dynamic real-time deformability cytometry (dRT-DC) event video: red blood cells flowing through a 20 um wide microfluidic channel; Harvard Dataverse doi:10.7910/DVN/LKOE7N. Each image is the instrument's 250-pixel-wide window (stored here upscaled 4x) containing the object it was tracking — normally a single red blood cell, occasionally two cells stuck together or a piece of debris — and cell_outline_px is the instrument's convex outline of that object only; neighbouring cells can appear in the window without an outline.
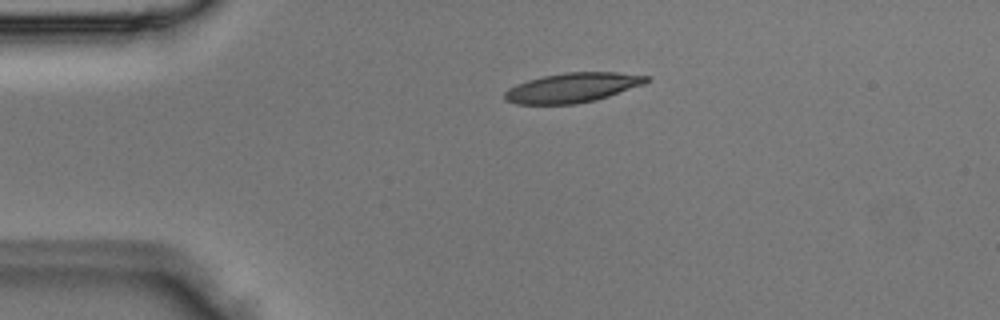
{"species": "Egyptian fruit bat (a non-hibernating species)", "species_latin": "Rousettus aegyptiacus", "temperature_condition": "room temperature", "stored_images_in_passage": 3, "camera_frame_rate_fps": 3000, "um_per_image_px": 0.085, "animal": {"sex": "male"}, "frame": {"image": 1, "passage_image": 1, "time_ms": 0.0, "image_size_px": [1000, 320], "cell_outline_px": [[648, 80], [644, 84], [596, 100], [576, 104], [516, 104], [504, 100], [504, 92], [508, 88], [516, 84], [528, 80], [544, 76], [564, 72], [616, 72], [648, 76]], "centroid_in_image_um": [48.61, 7.45], "position_along_channel_um": 36.4, "area_um2": 24.39}}
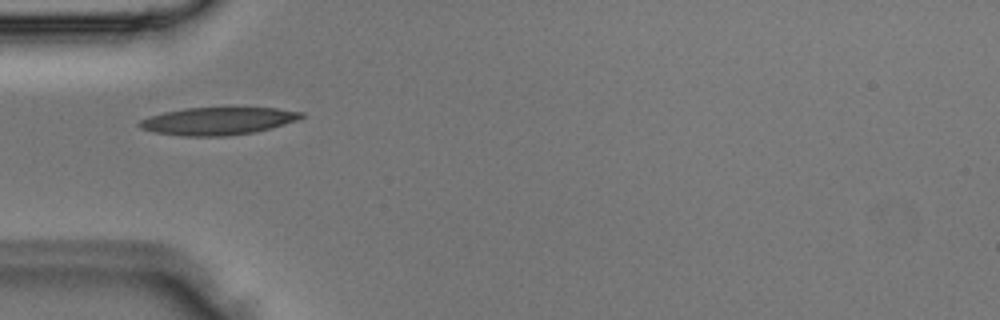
{"frame": {"image": 2, "passage_image": 2, "time_ms": 0.333, "image_size_px": [1000, 320], "cell_outline_px": [[304, 116], [296, 120], [272, 128], [256, 132], [228, 136], [180, 136], [152, 132], [140, 128], [136, 124], [140, 120], [148, 116], [164, 112], [184, 108], [276, 108], [304, 112]], "centroid_in_image_um": [18.48, 10.3], "position_along_channel_um": 66.5, "area_um2": 26.18}}
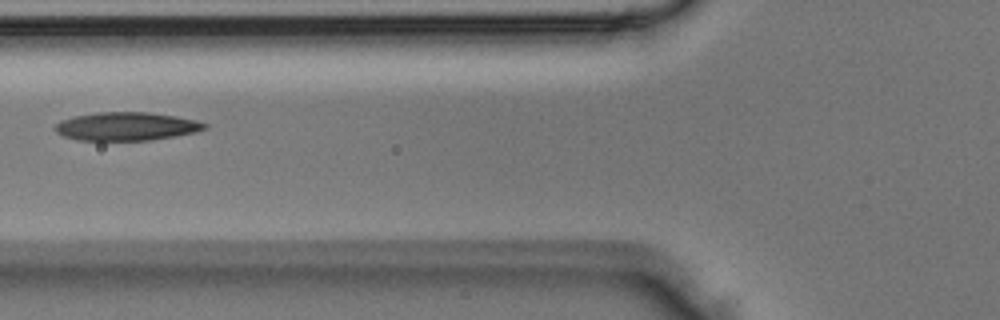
{"frame": {"image": 3, "passage_image": 3, "time_ms": 0.667, "image_size_px": [1000, 320], "cell_outline_px": [[208, 128], [196, 132], [152, 140], [76, 140], [64, 136], [56, 132], [52, 128], [60, 120], [72, 116], [96, 112], [148, 112], [176, 116], [196, 120], [208, 124]], "centroid_in_image_um": [10.72, 10.73], "position_along_channel_um": 115.1, "area_um2": 24.91}}